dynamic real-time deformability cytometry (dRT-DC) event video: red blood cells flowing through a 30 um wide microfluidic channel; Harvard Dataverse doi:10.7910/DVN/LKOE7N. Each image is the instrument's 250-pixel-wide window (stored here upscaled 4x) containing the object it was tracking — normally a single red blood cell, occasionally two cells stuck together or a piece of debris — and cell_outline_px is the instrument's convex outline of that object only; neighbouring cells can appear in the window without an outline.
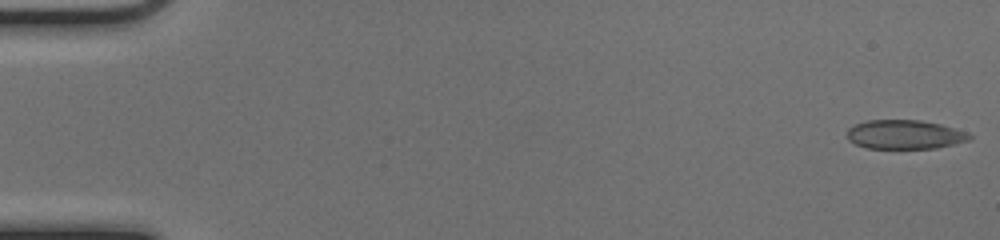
{"species": "common noctule bat (a hibernating species)", "species_latin": "Nyctalus noctula", "temperature_condition": "cold", "stored_images_in_passage": 51, "camera_frame_rate_fps": 3000, "um_per_image_px": 0.085, "animal": {"sex": "female", "body_mass_g": 17.0, "forearm_length_mm": 48.0}, "frame": {"image": 1, "passage_image": 1, "time_ms": 0.0, "image_size_px": [1000, 240], "cell_outline_px": [[972, 140], [936, 148], [868, 148], [856, 144], [848, 140], [848, 128], [856, 124], [868, 120], [920, 120], [940, 124], [968, 132], [972, 136]], "centroid_in_image_um": [76.94, 11.43], "position_along_channel_um": 8.1, "area_um2": 20.69}}
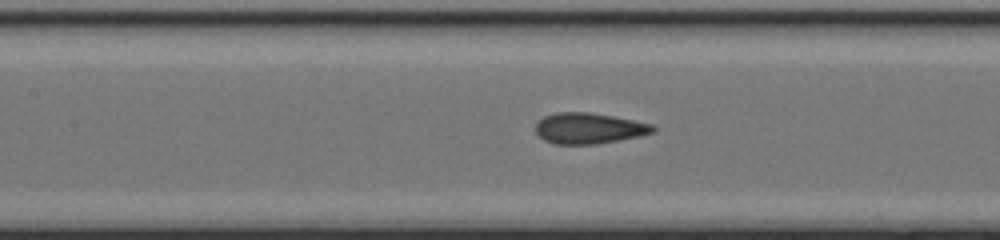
{"frame": {"image": 2, "passage_image": 24, "time_ms": 7.667, "image_size_px": [1000, 240], "cell_outline_px": [[656, 132], [640, 136], [596, 144], [556, 144], [544, 140], [536, 132], [536, 124], [544, 116], [556, 112], [588, 112], [612, 116], [656, 124]], "centroid_in_image_um": [50.11, 10.9], "position_along_channel_um": 157.3, "area_um2": 21.15}}
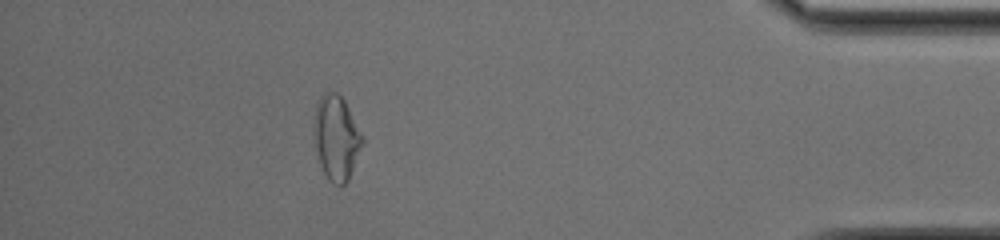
{"frame": {"image": 3, "passage_image": 46, "time_ms": 15.0, "image_size_px": [1000, 240], "cell_outline_px": [[364, 144], [348, 180], [344, 184], [332, 184], [328, 180], [320, 164], [316, 148], [316, 104], [320, 96], [328, 88], [336, 92], [344, 100], [364, 136]], "centroid_in_image_um": [28.64, 11.69], "position_along_channel_um": 406.6, "area_um2": 23.64}, "authors_computed_cell_mechanics": {"area_um2": 21.4438, "velocity_mm_per_s": 4.042, "shape_relaxation_time_tau1_ms": null, "shape_relaxation_time_tau2_ms": 0.9459, "deformation_change_tau1": null, "deformation_change_tau2": 0.0767}}